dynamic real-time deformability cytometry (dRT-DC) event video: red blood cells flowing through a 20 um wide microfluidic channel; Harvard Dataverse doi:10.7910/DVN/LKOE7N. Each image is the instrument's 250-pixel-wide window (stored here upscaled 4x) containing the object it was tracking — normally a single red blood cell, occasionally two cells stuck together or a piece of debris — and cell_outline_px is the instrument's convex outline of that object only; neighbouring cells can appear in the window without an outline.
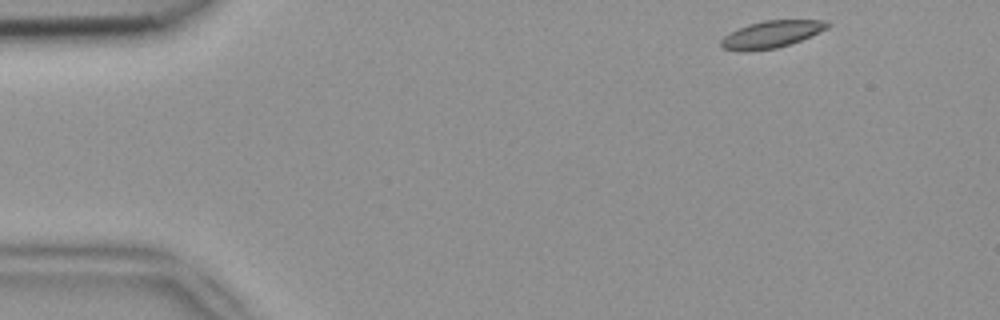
{"species": "common noctule bat (a hibernating species)", "species_latin": "Nyctalus noctula", "temperature_condition": "room temperature", "stored_images_in_passage": 47, "camera_frame_rate_fps": 3000, "um_per_image_px": 0.085, "animal": {"sex": "female", "body_mass_g": 18.4}, "frame": {"image": 1, "passage_image": 1, "time_ms": 0.0, "image_size_px": [1000, 320], "cell_outline_px": [[832, 24], [828, 28], [800, 40], [776, 48], [744, 52], [736, 52], [720, 48], [720, 40], [724, 36], [748, 24], [764, 20], [828, 20]], "centroid_in_image_um": [65.54, 2.92], "position_along_channel_um": 19.5, "area_um2": 16.88}}
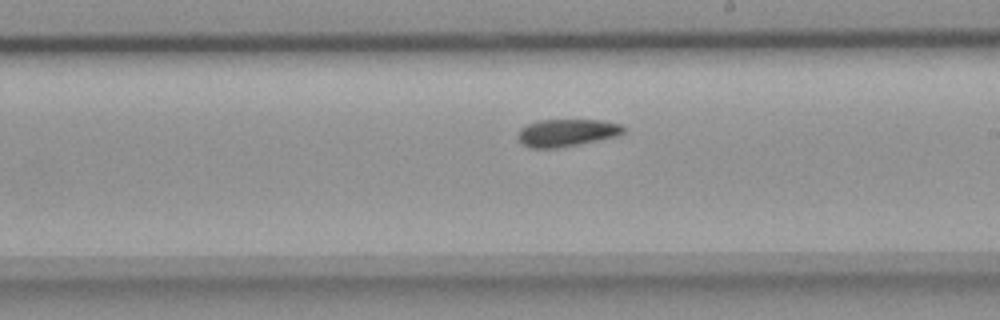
{"frame": {"image": 2, "passage_image": 25, "time_ms": 8.0, "image_size_px": [1000, 320], "cell_outline_px": [[624, 132], [620, 136], [560, 148], [528, 148], [516, 136], [520, 128], [528, 124], [540, 120], [600, 120], [620, 124], [624, 128]], "centroid_in_image_um": [48.18, 11.29], "position_along_channel_um": 240.8, "area_um2": 16.99}}
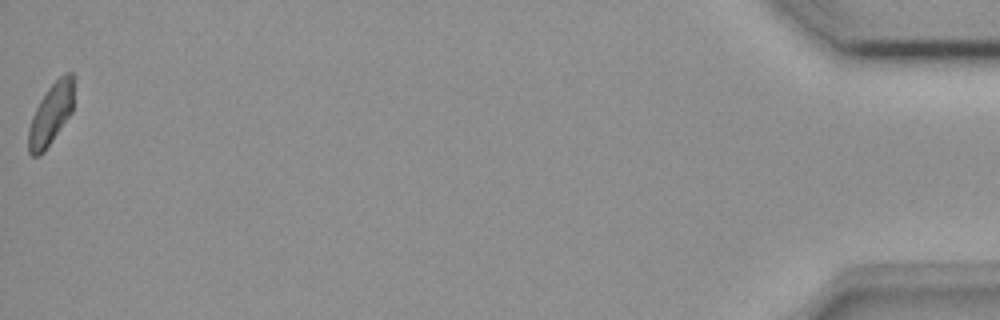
{"frame": {"image": 3, "passage_image": 47, "time_ms": 15.333, "image_size_px": [1000, 320], "cell_outline_px": [[72, 112], [44, 152], [40, 156], [32, 156], [28, 152], [28, 128], [32, 116], [40, 100], [48, 88], [64, 72], [72, 72]], "centroid_in_image_um": [4.29, 9.74], "position_along_channel_um": 430.9, "area_um2": 16.01}, "authors_computed_cell_mechanics": {"area_um2": 17.1088, "velocity_mm_per_s": 3.9087, "shape_relaxation_time_tau1_ms": 6.3875, "shape_relaxation_time_tau2_ms": null, "deformation_change_tau1": 0.1078, "deformation_change_tau2": null}}